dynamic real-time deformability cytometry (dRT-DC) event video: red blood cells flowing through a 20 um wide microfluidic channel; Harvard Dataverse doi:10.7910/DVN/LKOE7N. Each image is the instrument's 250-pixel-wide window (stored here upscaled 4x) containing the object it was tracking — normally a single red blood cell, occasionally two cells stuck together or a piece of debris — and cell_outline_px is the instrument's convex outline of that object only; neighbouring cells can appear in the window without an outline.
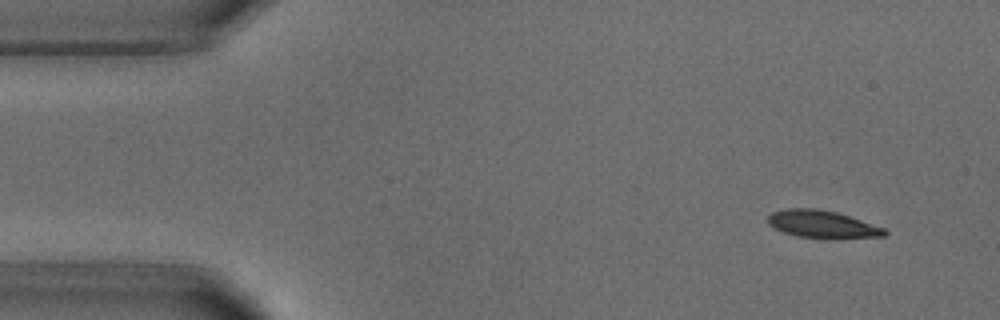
{"species": "common noctule bat (a hibernating species)", "species_latin": "Nyctalus noctula", "temperature_condition": "warm", "stored_images_in_passage": 3, "segment_of_instrument_passage": [1, 2], "camera_frame_rate_fps": 3000, "um_per_image_px": 0.085, "animal": {"sex": "male", "body_mass_g": 18.8}, "frame": {"image": 1, "passage_image": 1, "time_ms": 0.0, "image_size_px": [1000, 320], "cell_outline_px": [[888, 232], [884, 236], [796, 236], [784, 232], [768, 224], [768, 216], [772, 212], [788, 208], [816, 208], [836, 212], [884, 228]], "centroid_in_image_um": [69.81, 19.01], "position_along_channel_um": 15.2, "area_um2": 17.63}}